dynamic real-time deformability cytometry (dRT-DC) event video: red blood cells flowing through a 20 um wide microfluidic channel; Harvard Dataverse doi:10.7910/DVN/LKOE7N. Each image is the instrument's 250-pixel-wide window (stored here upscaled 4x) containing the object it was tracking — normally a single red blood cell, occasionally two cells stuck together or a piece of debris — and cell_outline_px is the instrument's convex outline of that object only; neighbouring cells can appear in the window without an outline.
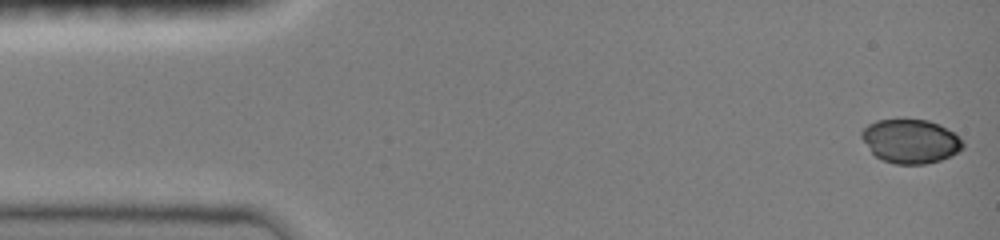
{"species": "common noctule bat (a hibernating species)", "species_latin": "Nyctalus noctula", "temperature_condition": "room temperature", "stored_images_in_passage": 13, "camera_frame_rate_fps": 3000, "um_per_image_px": 0.085, "animal": {"sex": "female", "body_mass_g": 19.0, "forearm_length_mm": 51.5}, "frame": {"image": 1, "passage_image": 1, "time_ms": 0.0, "image_size_px": [1000, 240], "cell_outline_px": [[964, 148], [940, 160], [924, 164], [896, 164], [884, 160], [876, 156], [872, 152], [860, 136], [860, 132], [868, 124], [876, 120], [928, 120], [940, 124], [952, 132], [964, 144]], "centroid_in_image_um": [77.37, 12.0], "position_along_channel_um": 7.6, "area_um2": 25.55}}
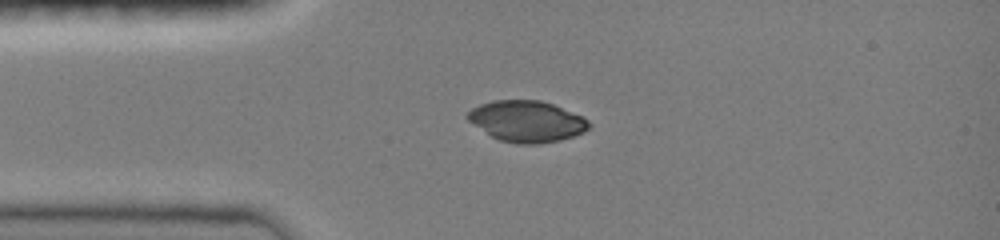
{"frame": {"image": 2, "passage_image": 8, "time_ms": 3.333, "image_size_px": [1000, 240], "cell_outline_px": [[592, 124], [584, 132], [560, 140], [540, 144], [516, 144], [500, 140], [492, 136], [468, 120], [464, 116], [472, 108], [480, 104], [492, 100], [540, 100], [552, 104], [584, 116]], "centroid_in_image_um": [44.79, 10.31], "position_along_channel_um": 40.2, "area_um2": 29.13}}
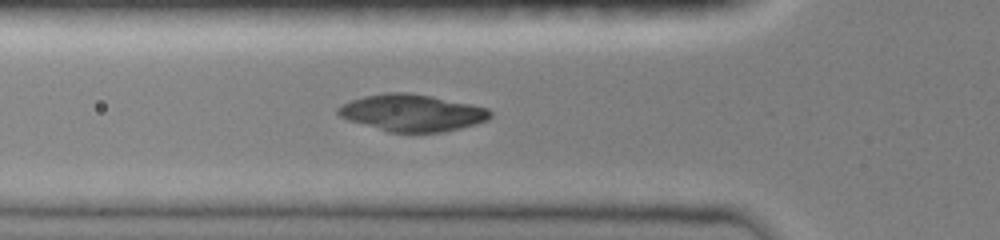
{"frame": {"image": 3, "passage_image": 13, "time_ms": 5.0, "image_size_px": [1000, 240], "cell_outline_px": [[492, 116], [488, 120], [460, 128], [444, 132], [388, 132], [348, 120], [340, 116], [336, 112], [336, 108], [352, 100], [364, 96], [384, 92], [408, 92], [432, 96], [472, 104], [488, 108], [492, 112]], "centroid_in_image_um": [35.04, 9.58], "position_along_channel_um": 90.8, "area_um2": 32.77}}